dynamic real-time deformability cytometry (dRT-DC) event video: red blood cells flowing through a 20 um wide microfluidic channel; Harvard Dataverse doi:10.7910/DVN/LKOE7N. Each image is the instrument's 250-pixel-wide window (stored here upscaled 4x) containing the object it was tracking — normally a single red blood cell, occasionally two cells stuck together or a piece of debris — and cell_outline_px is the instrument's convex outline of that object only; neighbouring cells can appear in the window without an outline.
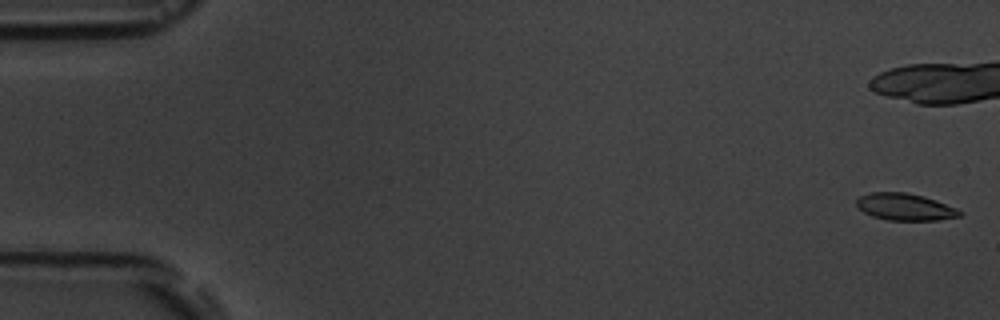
{"species": "common noctule bat (a hibernating species)", "species_latin": "Nyctalus noctula", "temperature_condition": "room temperature", "stored_images_in_passage": 5, "camera_frame_rate_fps": 3000, "um_per_image_px": 0.085, "animal": {"sex": "male", "body_mass_g": 19.5, "forearm_length_mm": 54.6}, "frame": {"image": 1, "passage_image": 1, "time_ms": 0.0, "image_size_px": [1000, 320], "cell_outline_px": [[964, 212], [960, 216], [940, 220], [888, 220], [872, 216], [864, 212], [856, 204], [856, 200], [860, 196], [868, 192], [904, 192], [924, 196], [936, 200], [956, 208]], "centroid_in_image_um": [76.94, 17.58], "position_along_channel_um": 8.1, "area_um2": 16.24}}